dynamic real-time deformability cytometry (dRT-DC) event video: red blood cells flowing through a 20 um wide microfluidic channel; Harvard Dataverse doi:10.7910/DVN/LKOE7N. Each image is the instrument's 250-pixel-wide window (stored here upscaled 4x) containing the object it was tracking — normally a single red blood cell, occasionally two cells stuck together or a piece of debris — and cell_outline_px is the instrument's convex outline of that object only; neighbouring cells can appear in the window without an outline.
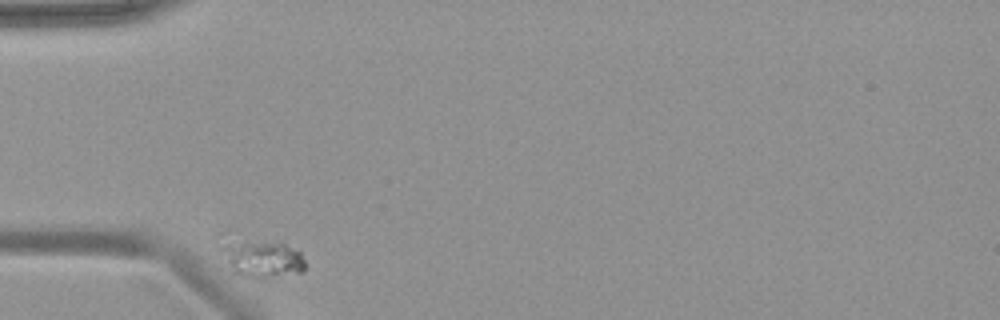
{"species": "common noctule bat (a hibernating species)", "species_latin": "Nyctalus noctula", "temperature_condition": "warm", "stored_images_in_passage": 36, "camera_frame_rate_fps": 3000, "um_per_image_px": 0.085, "animal": {"sex": "female", "body_mass_g": 19.9}, "frame": {"image": 1, "passage_image": 2, "time_ms": 0.333, "image_size_px": [1000, 320], "cell_outline_px": [[304, 272], [260, 280], [252, 280], [240, 276], [232, 272], [220, 248], [228, 244], [284, 244], [300, 252], [304, 260]], "centroid_in_image_um": [22.36, 22.14], "position_along_channel_um": 62.6, "area_um2": 17.4}}
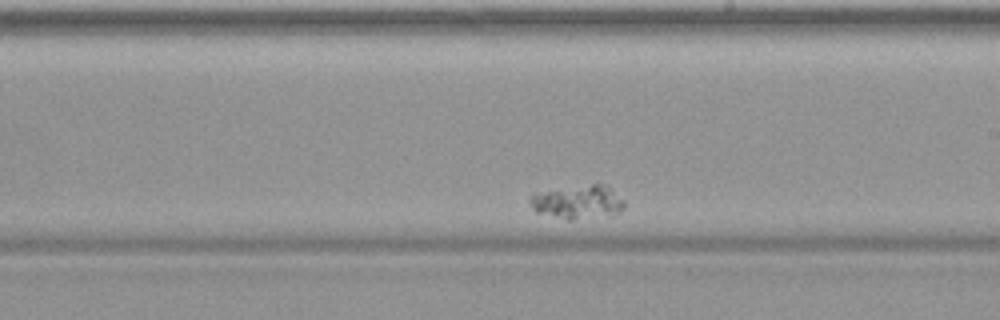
{"frame": {"image": 2, "passage_image": 22, "time_ms": 7.0, "image_size_px": [1000, 320], "cell_outline_px": [[624, 208], [620, 212], [572, 220], [568, 220], [536, 212], [532, 208], [528, 200], [536, 192], [592, 184], [608, 184], [624, 200]], "centroid_in_image_um": [49.12, 17.16], "position_along_channel_um": 239.9, "area_um2": 18.38}}
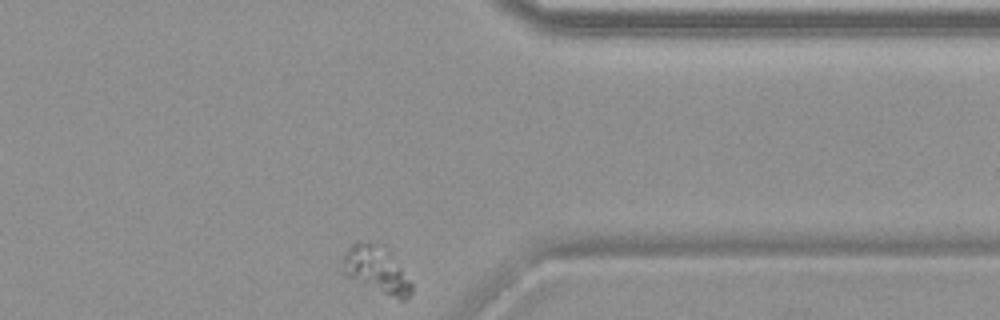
{"frame": {"image": 3, "passage_image": 36, "time_ms": 11.667, "image_size_px": [1000, 320], "cell_outline_px": [[412, 292], [404, 300], [400, 300], [344, 276], [340, 256], [356, 240], [360, 240], [380, 244], [388, 252], [412, 284]], "centroid_in_image_um": [31.91, 22.89], "position_along_channel_um": 379.5, "area_um2": 18.61}}